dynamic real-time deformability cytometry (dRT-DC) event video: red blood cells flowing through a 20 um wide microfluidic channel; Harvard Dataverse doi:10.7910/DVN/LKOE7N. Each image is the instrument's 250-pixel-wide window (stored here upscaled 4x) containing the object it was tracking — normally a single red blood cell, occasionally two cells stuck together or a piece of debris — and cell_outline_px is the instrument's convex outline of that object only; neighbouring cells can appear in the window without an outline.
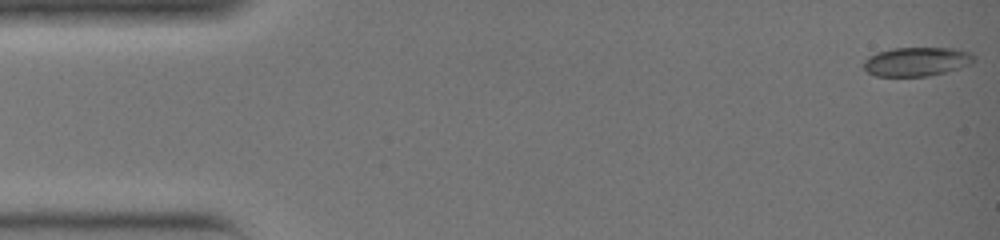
{"species": "common noctule bat (a hibernating species)", "species_latin": "Nyctalus noctula", "temperature_condition": "warm", "stored_images_in_passage": 34, "camera_frame_rate_fps": 3000, "um_per_image_px": 0.085, "animal": {"sex": "female", "body_mass_g": 19.0, "forearm_length_mm": 51.5}, "frame": {"image": 1, "passage_image": 1, "time_ms": 0.0, "image_size_px": [1000, 240], "cell_outline_px": [[976, 60], [972, 64], [960, 68], [928, 76], [876, 76], [868, 72], [864, 68], [864, 60], [868, 56], [876, 52], [892, 48], [952, 48], [972, 52], [976, 56]], "centroid_in_image_um": [77.95, 5.23], "position_along_channel_um": 7.0, "area_um2": 18.84}}
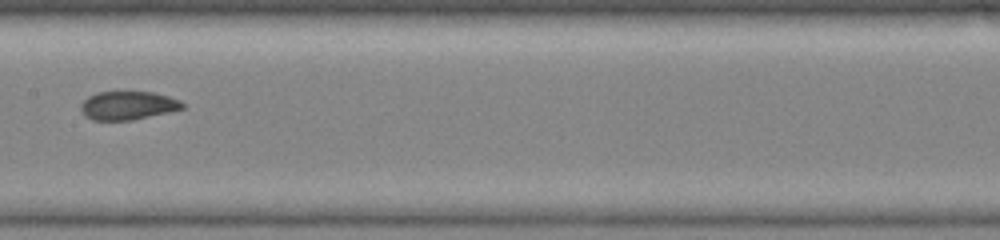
{"frame": {"image": 2, "passage_image": 19, "time_ms": 6.0, "image_size_px": [1000, 240], "cell_outline_px": [[184, 108], [168, 112], [132, 120], [92, 120], [84, 116], [80, 108], [80, 104], [88, 96], [96, 92], [152, 92], [168, 96], [180, 100], [184, 104]], "centroid_in_image_um": [10.84, 8.97], "position_along_channel_um": 196.6, "area_um2": 16.88}}
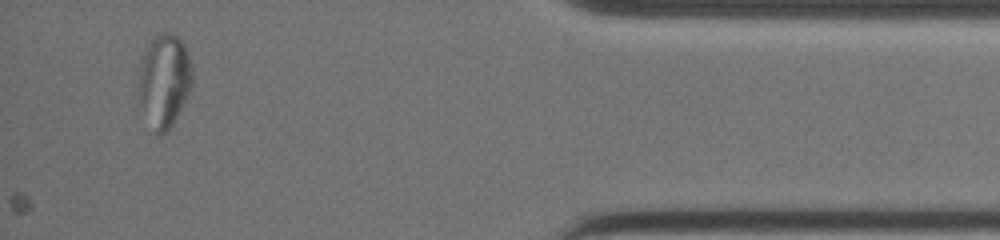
{"frame": {"image": 3, "passage_image": 34, "time_ms": 11.0, "image_size_px": [1000, 240], "cell_outline_px": [[192, 84], [188, 96], [172, 124], [160, 136], [156, 136], [136, 100], [136, 92], [140, 68], [144, 52], [152, 40], [160, 32], [168, 32], [176, 36], [184, 44], [192, 68]], "centroid_in_image_um": [13.92, 6.9], "position_along_channel_um": 421.3, "area_um2": 29.42}}